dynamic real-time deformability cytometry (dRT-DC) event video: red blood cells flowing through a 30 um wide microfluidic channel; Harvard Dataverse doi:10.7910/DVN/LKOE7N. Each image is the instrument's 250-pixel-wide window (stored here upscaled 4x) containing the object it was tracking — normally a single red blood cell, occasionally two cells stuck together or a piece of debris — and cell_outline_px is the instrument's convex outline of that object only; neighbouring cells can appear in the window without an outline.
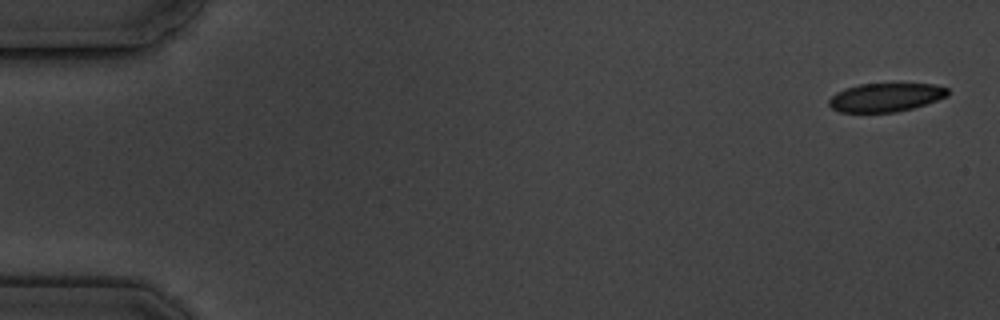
{"species": "common noctule bat (a hibernating species)", "species_latin": "Nyctalus noctula", "temperature_condition": "cold", "stored_images_in_passage": 6, "camera_frame_rate_fps": 3000, "um_per_image_px": 0.085, "animal": {"sex": "male", "body_mass_g": 19.5, "forearm_length_mm": 54.6}, "frame": {"image": 1, "passage_image": 1, "time_ms": 0.0, "image_size_px": [1000, 320], "cell_outline_px": [[948, 96], [912, 108], [896, 112], [840, 112], [832, 108], [828, 104], [828, 100], [836, 92], [844, 88], [860, 84], [936, 84], [948, 88]], "centroid_in_image_um": [75.26, 8.27], "position_along_channel_um": 9.7, "area_um2": 19.71}}
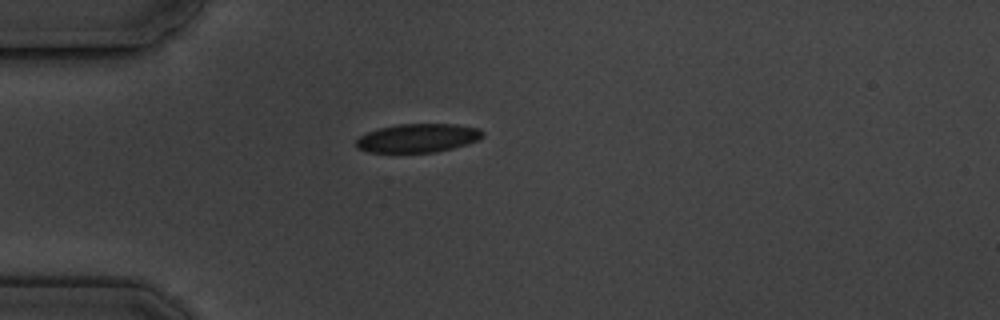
{"frame": {"image": 2, "passage_image": 5, "time_ms": 4.667, "image_size_px": [1000, 320], "cell_outline_px": [[484, 136], [468, 144], [436, 152], [368, 152], [356, 148], [356, 140], [360, 136], [368, 132], [380, 128], [400, 124], [456, 124], [476, 128], [484, 132]], "centroid_in_image_um": [35.51, 11.74], "position_along_channel_um": 49.5, "area_um2": 20.98}}